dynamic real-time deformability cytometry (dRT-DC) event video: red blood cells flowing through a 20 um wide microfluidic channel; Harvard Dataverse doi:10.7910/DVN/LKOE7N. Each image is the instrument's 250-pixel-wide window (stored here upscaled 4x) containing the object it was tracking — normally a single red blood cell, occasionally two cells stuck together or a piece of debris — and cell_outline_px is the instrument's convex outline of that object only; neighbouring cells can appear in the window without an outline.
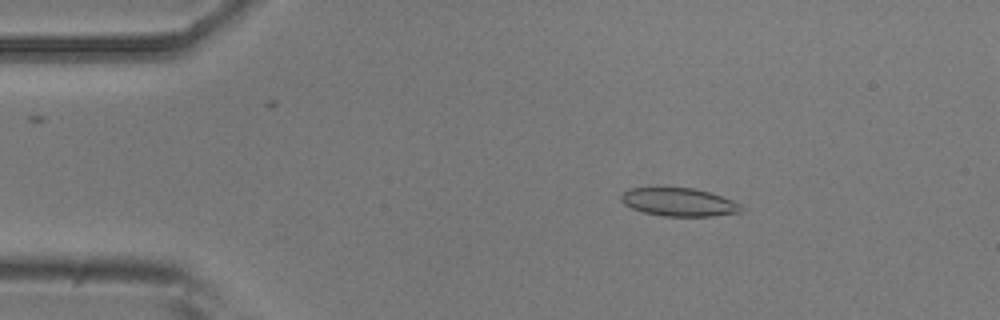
{"species": "common noctule bat (a hibernating species)", "species_latin": "Nyctalus noctula", "temperature_condition": "room temperature", "stored_images_in_passage": 44, "camera_frame_rate_fps": 3000, "um_per_image_px": 0.085, "animal": {"sex": "male", "body_mass_g": 20.5, "forearm_length_mm": 52.5}, "frame": {"image": 1, "passage_image": 2, "time_ms": 0.333, "image_size_px": [1000, 320], "cell_outline_px": [[744, 208], [740, 212], [712, 216], [664, 216], [644, 212], [632, 208], [624, 204], [620, 200], [620, 196], [628, 188], [692, 188], [708, 192], [732, 200], [740, 204]], "centroid_in_image_um": [57.69, 17.18], "position_along_channel_um": 27.3, "area_um2": 19.54}}
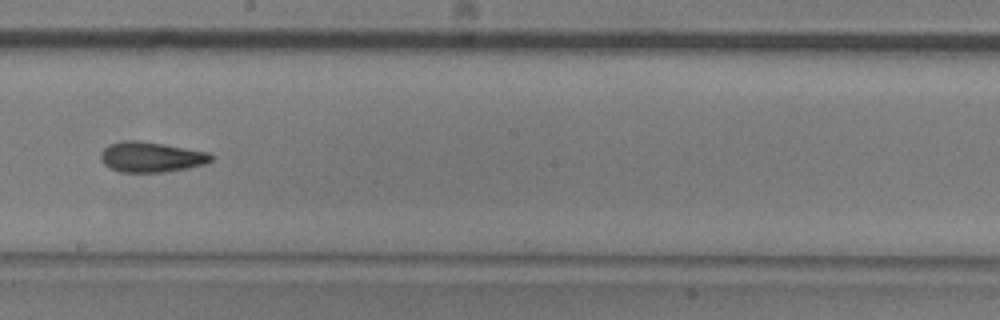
{"frame": {"image": 2, "passage_image": 22, "time_ms": 7.0, "image_size_px": [1000, 320], "cell_outline_px": [[216, 156], [212, 160], [204, 164], [188, 168], [164, 172], [120, 172], [104, 164], [100, 156], [104, 148], [108, 144], [124, 140], [136, 140], [164, 144], [208, 152]], "centroid_in_image_um": [12.87, 13.34], "position_along_channel_um": 235.3, "area_um2": 19.48}}
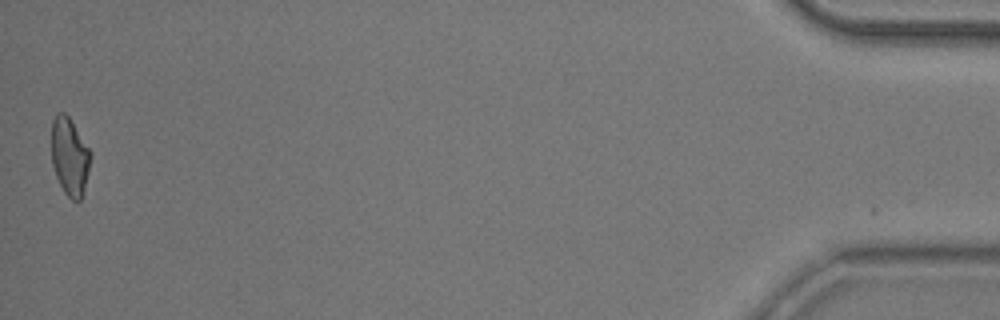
{"frame": {"image": 3, "passage_image": 44, "time_ms": 14.333, "image_size_px": [1000, 320], "cell_outline_px": [[92, 156], [84, 188], [80, 200], [72, 200], [64, 192], [56, 176], [52, 164], [52, 120], [56, 112], [64, 112], [68, 116], [92, 152]], "centroid_in_image_um": [5.92, 13.28], "position_along_channel_um": 429.3, "area_um2": 17.63}, "authors_computed_cell_mechanics": {"area_um2": 19.0451, "velocity_mm_per_s": 3.9666, "shape_relaxation_time_tau1_ms": 11.3663, "shape_relaxation_time_tau2_ms": 2.7452, "deformation_change_tau1": 0.222, "deformation_change_tau2": 0.0956}}